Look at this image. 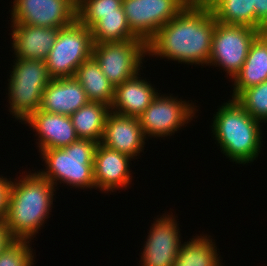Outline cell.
I'll return each mask as SVG.
<instances>
[{
    "label": "cell",
    "instance_id": "cell-1",
    "mask_svg": "<svg viewBox=\"0 0 267 266\" xmlns=\"http://www.w3.org/2000/svg\"><path fill=\"white\" fill-rule=\"evenodd\" d=\"M216 22L203 0H192L147 43V57L207 66Z\"/></svg>",
    "mask_w": 267,
    "mask_h": 266
},
{
    "label": "cell",
    "instance_id": "cell-2",
    "mask_svg": "<svg viewBox=\"0 0 267 266\" xmlns=\"http://www.w3.org/2000/svg\"><path fill=\"white\" fill-rule=\"evenodd\" d=\"M32 171H23V175L11 180L4 221L16 240H34L36 233L45 227L43 225L51 215L56 189L59 188L38 171Z\"/></svg>",
    "mask_w": 267,
    "mask_h": 266
},
{
    "label": "cell",
    "instance_id": "cell-3",
    "mask_svg": "<svg viewBox=\"0 0 267 266\" xmlns=\"http://www.w3.org/2000/svg\"><path fill=\"white\" fill-rule=\"evenodd\" d=\"M217 110L210 127L220 152L235 164H252L263 146V123L254 119L233 98L219 105Z\"/></svg>",
    "mask_w": 267,
    "mask_h": 266
},
{
    "label": "cell",
    "instance_id": "cell-4",
    "mask_svg": "<svg viewBox=\"0 0 267 266\" xmlns=\"http://www.w3.org/2000/svg\"><path fill=\"white\" fill-rule=\"evenodd\" d=\"M97 144L79 139L63 148L43 150L38 155L46 168L38 172L55 188L66 183L70 188L96 190L93 163Z\"/></svg>",
    "mask_w": 267,
    "mask_h": 266
},
{
    "label": "cell",
    "instance_id": "cell-5",
    "mask_svg": "<svg viewBox=\"0 0 267 266\" xmlns=\"http://www.w3.org/2000/svg\"><path fill=\"white\" fill-rule=\"evenodd\" d=\"M7 81L10 114L20 123L41 108L43 91L51 81L45 61L13 59Z\"/></svg>",
    "mask_w": 267,
    "mask_h": 266
},
{
    "label": "cell",
    "instance_id": "cell-6",
    "mask_svg": "<svg viewBox=\"0 0 267 266\" xmlns=\"http://www.w3.org/2000/svg\"><path fill=\"white\" fill-rule=\"evenodd\" d=\"M91 30L76 20L60 28L45 61L52 79L74 77L79 65L92 56Z\"/></svg>",
    "mask_w": 267,
    "mask_h": 266
},
{
    "label": "cell",
    "instance_id": "cell-7",
    "mask_svg": "<svg viewBox=\"0 0 267 266\" xmlns=\"http://www.w3.org/2000/svg\"><path fill=\"white\" fill-rule=\"evenodd\" d=\"M181 97L169 96L159 93L154 97L151 104L138 117L141 129L147 139L174 135L186 125L197 118L198 107L192 100L186 101ZM186 124V125H185ZM183 127V128H182ZM150 137V138H148Z\"/></svg>",
    "mask_w": 267,
    "mask_h": 266
},
{
    "label": "cell",
    "instance_id": "cell-8",
    "mask_svg": "<svg viewBox=\"0 0 267 266\" xmlns=\"http://www.w3.org/2000/svg\"><path fill=\"white\" fill-rule=\"evenodd\" d=\"M259 30L216 22L207 66L219 67L232 80L242 68ZM229 75V76H228Z\"/></svg>",
    "mask_w": 267,
    "mask_h": 266
},
{
    "label": "cell",
    "instance_id": "cell-9",
    "mask_svg": "<svg viewBox=\"0 0 267 266\" xmlns=\"http://www.w3.org/2000/svg\"><path fill=\"white\" fill-rule=\"evenodd\" d=\"M92 56L109 82L116 87L144 68L147 44L141 39L94 43Z\"/></svg>",
    "mask_w": 267,
    "mask_h": 266
},
{
    "label": "cell",
    "instance_id": "cell-10",
    "mask_svg": "<svg viewBox=\"0 0 267 266\" xmlns=\"http://www.w3.org/2000/svg\"><path fill=\"white\" fill-rule=\"evenodd\" d=\"M192 0H122L131 32L146 44Z\"/></svg>",
    "mask_w": 267,
    "mask_h": 266
},
{
    "label": "cell",
    "instance_id": "cell-11",
    "mask_svg": "<svg viewBox=\"0 0 267 266\" xmlns=\"http://www.w3.org/2000/svg\"><path fill=\"white\" fill-rule=\"evenodd\" d=\"M10 24L64 28L77 20V0H13Z\"/></svg>",
    "mask_w": 267,
    "mask_h": 266
},
{
    "label": "cell",
    "instance_id": "cell-12",
    "mask_svg": "<svg viewBox=\"0 0 267 266\" xmlns=\"http://www.w3.org/2000/svg\"><path fill=\"white\" fill-rule=\"evenodd\" d=\"M175 217L178 218L172 212H165L151 223L139 266H173L183 242Z\"/></svg>",
    "mask_w": 267,
    "mask_h": 266
},
{
    "label": "cell",
    "instance_id": "cell-13",
    "mask_svg": "<svg viewBox=\"0 0 267 266\" xmlns=\"http://www.w3.org/2000/svg\"><path fill=\"white\" fill-rule=\"evenodd\" d=\"M133 158L112 150L101 143L97 144L93 172L96 190L110 193L122 190L131 185L132 174L130 166ZM131 164V165H130Z\"/></svg>",
    "mask_w": 267,
    "mask_h": 266
},
{
    "label": "cell",
    "instance_id": "cell-14",
    "mask_svg": "<svg viewBox=\"0 0 267 266\" xmlns=\"http://www.w3.org/2000/svg\"><path fill=\"white\" fill-rule=\"evenodd\" d=\"M146 140L137 117L123 116L111 111L108 113L101 144L135 160L141 152L144 153Z\"/></svg>",
    "mask_w": 267,
    "mask_h": 266
},
{
    "label": "cell",
    "instance_id": "cell-15",
    "mask_svg": "<svg viewBox=\"0 0 267 266\" xmlns=\"http://www.w3.org/2000/svg\"><path fill=\"white\" fill-rule=\"evenodd\" d=\"M22 124L36 132L39 153L43 150L63 148L79 140L71 117L67 115L49 113L39 109Z\"/></svg>",
    "mask_w": 267,
    "mask_h": 266
},
{
    "label": "cell",
    "instance_id": "cell-16",
    "mask_svg": "<svg viewBox=\"0 0 267 266\" xmlns=\"http://www.w3.org/2000/svg\"><path fill=\"white\" fill-rule=\"evenodd\" d=\"M15 59L44 61L55 43L60 28L10 24Z\"/></svg>",
    "mask_w": 267,
    "mask_h": 266
},
{
    "label": "cell",
    "instance_id": "cell-17",
    "mask_svg": "<svg viewBox=\"0 0 267 266\" xmlns=\"http://www.w3.org/2000/svg\"><path fill=\"white\" fill-rule=\"evenodd\" d=\"M140 74L141 71L115 87L111 112L138 118L151 104L159 91Z\"/></svg>",
    "mask_w": 267,
    "mask_h": 266
},
{
    "label": "cell",
    "instance_id": "cell-18",
    "mask_svg": "<svg viewBox=\"0 0 267 266\" xmlns=\"http://www.w3.org/2000/svg\"><path fill=\"white\" fill-rule=\"evenodd\" d=\"M90 100L74 77L51 79L43 91L41 110L71 116Z\"/></svg>",
    "mask_w": 267,
    "mask_h": 266
},
{
    "label": "cell",
    "instance_id": "cell-19",
    "mask_svg": "<svg viewBox=\"0 0 267 266\" xmlns=\"http://www.w3.org/2000/svg\"><path fill=\"white\" fill-rule=\"evenodd\" d=\"M267 81V44L258 36L251 44L249 53L240 71L231 80L235 99L244 89Z\"/></svg>",
    "mask_w": 267,
    "mask_h": 266
},
{
    "label": "cell",
    "instance_id": "cell-20",
    "mask_svg": "<svg viewBox=\"0 0 267 266\" xmlns=\"http://www.w3.org/2000/svg\"><path fill=\"white\" fill-rule=\"evenodd\" d=\"M211 237L207 233L196 234L183 242L173 266H223L220 249Z\"/></svg>",
    "mask_w": 267,
    "mask_h": 266
},
{
    "label": "cell",
    "instance_id": "cell-21",
    "mask_svg": "<svg viewBox=\"0 0 267 266\" xmlns=\"http://www.w3.org/2000/svg\"><path fill=\"white\" fill-rule=\"evenodd\" d=\"M74 78L83 87L91 102H101L109 107L111 106L115 87L104 75L99 63L93 56L79 65Z\"/></svg>",
    "mask_w": 267,
    "mask_h": 266
},
{
    "label": "cell",
    "instance_id": "cell-22",
    "mask_svg": "<svg viewBox=\"0 0 267 266\" xmlns=\"http://www.w3.org/2000/svg\"><path fill=\"white\" fill-rule=\"evenodd\" d=\"M109 112L106 104L91 101L74 112L70 117L79 139L100 143Z\"/></svg>",
    "mask_w": 267,
    "mask_h": 266
},
{
    "label": "cell",
    "instance_id": "cell-23",
    "mask_svg": "<svg viewBox=\"0 0 267 266\" xmlns=\"http://www.w3.org/2000/svg\"><path fill=\"white\" fill-rule=\"evenodd\" d=\"M217 22L255 29L254 0H203Z\"/></svg>",
    "mask_w": 267,
    "mask_h": 266
},
{
    "label": "cell",
    "instance_id": "cell-24",
    "mask_svg": "<svg viewBox=\"0 0 267 266\" xmlns=\"http://www.w3.org/2000/svg\"><path fill=\"white\" fill-rule=\"evenodd\" d=\"M90 30L93 44L139 39L131 32L125 14L101 15Z\"/></svg>",
    "mask_w": 267,
    "mask_h": 266
},
{
    "label": "cell",
    "instance_id": "cell-25",
    "mask_svg": "<svg viewBox=\"0 0 267 266\" xmlns=\"http://www.w3.org/2000/svg\"><path fill=\"white\" fill-rule=\"evenodd\" d=\"M125 14L122 0H77V20L91 29L101 15Z\"/></svg>",
    "mask_w": 267,
    "mask_h": 266
},
{
    "label": "cell",
    "instance_id": "cell-26",
    "mask_svg": "<svg viewBox=\"0 0 267 266\" xmlns=\"http://www.w3.org/2000/svg\"><path fill=\"white\" fill-rule=\"evenodd\" d=\"M235 100L254 119L267 123V81L244 89Z\"/></svg>",
    "mask_w": 267,
    "mask_h": 266
},
{
    "label": "cell",
    "instance_id": "cell-27",
    "mask_svg": "<svg viewBox=\"0 0 267 266\" xmlns=\"http://www.w3.org/2000/svg\"><path fill=\"white\" fill-rule=\"evenodd\" d=\"M31 242L34 241L15 239L0 253V266H34L35 250Z\"/></svg>",
    "mask_w": 267,
    "mask_h": 266
},
{
    "label": "cell",
    "instance_id": "cell-28",
    "mask_svg": "<svg viewBox=\"0 0 267 266\" xmlns=\"http://www.w3.org/2000/svg\"><path fill=\"white\" fill-rule=\"evenodd\" d=\"M0 175V220H4L7 214L8 196L11 185V177Z\"/></svg>",
    "mask_w": 267,
    "mask_h": 266
},
{
    "label": "cell",
    "instance_id": "cell-29",
    "mask_svg": "<svg viewBox=\"0 0 267 266\" xmlns=\"http://www.w3.org/2000/svg\"><path fill=\"white\" fill-rule=\"evenodd\" d=\"M255 29L260 30L267 25V0H254Z\"/></svg>",
    "mask_w": 267,
    "mask_h": 266
},
{
    "label": "cell",
    "instance_id": "cell-30",
    "mask_svg": "<svg viewBox=\"0 0 267 266\" xmlns=\"http://www.w3.org/2000/svg\"><path fill=\"white\" fill-rule=\"evenodd\" d=\"M15 239L11 236L5 221L0 220V253L10 245Z\"/></svg>",
    "mask_w": 267,
    "mask_h": 266
},
{
    "label": "cell",
    "instance_id": "cell-31",
    "mask_svg": "<svg viewBox=\"0 0 267 266\" xmlns=\"http://www.w3.org/2000/svg\"><path fill=\"white\" fill-rule=\"evenodd\" d=\"M259 36L266 42L267 44V25L263 26L259 30Z\"/></svg>",
    "mask_w": 267,
    "mask_h": 266
}]
</instances>
